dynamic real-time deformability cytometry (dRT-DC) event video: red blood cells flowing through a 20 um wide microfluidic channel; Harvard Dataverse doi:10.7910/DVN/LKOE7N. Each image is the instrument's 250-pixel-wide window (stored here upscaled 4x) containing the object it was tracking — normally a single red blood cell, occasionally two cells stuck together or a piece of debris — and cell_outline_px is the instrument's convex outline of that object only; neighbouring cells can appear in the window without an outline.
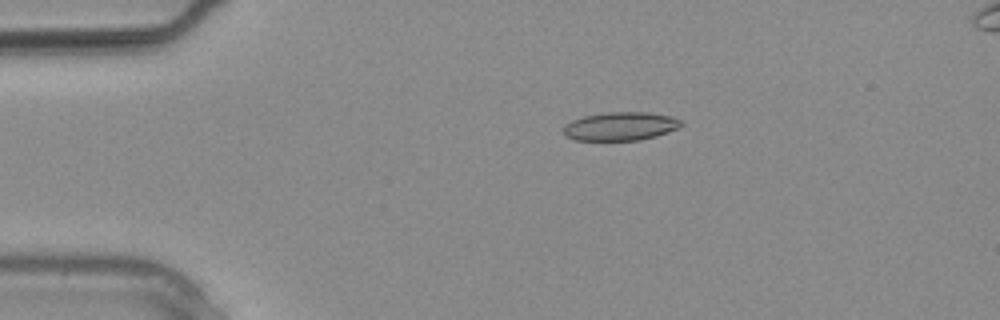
{"species": "common noctule bat (a hibernating species)", "species_latin": "Nyctalus noctula", "temperature_condition": "warm", "stored_images_in_passage": 5, "camera_frame_rate_fps": 3000, "um_per_image_px": 0.085, "animal": {"sex": "male", "body_mass_g": 20.4}, "frame": {"image": 1, "passage_image": 1, "time_ms": 0.0, "image_size_px": [1000, 320], "cell_outline_px": [[684, 124], [668, 132], [656, 136], [640, 140], [572, 140], [564, 136], [564, 124], [572, 120], [584, 116], [608, 112], [648, 112], [672, 116], [684, 120]], "centroid_in_image_um": [52.75, 10.73], "position_along_channel_um": 32.3, "area_um2": 19.71}}